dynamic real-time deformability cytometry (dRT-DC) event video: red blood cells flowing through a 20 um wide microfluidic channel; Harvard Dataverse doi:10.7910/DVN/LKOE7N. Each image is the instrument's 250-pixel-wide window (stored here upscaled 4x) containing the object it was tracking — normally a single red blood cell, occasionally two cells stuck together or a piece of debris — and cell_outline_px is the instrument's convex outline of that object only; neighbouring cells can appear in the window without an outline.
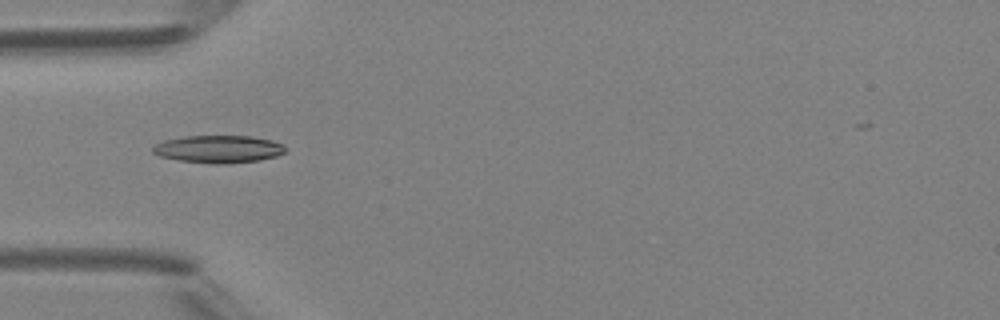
{"species": "Egyptian fruit bat (a non-hibernating species)", "species_latin": "Rousettus aegyptiacus", "temperature_condition": "room temperature", "stored_images_in_passage": 35, "camera_frame_rate_fps": 3000, "um_per_image_px": 0.085, "animal": {"sex": "female"}, "frame": {"image": 1, "passage_image": 2, "time_ms": 0.333, "image_size_px": [1000, 320], "cell_outline_px": [[284, 152], [276, 156], [260, 160], [224, 164], [212, 164], [180, 160], [160, 156], [152, 152], [152, 148], [156, 144], [164, 140], [184, 136], [252, 136], [272, 140], [284, 144]], "centroid_in_image_um": [18.58, 12.67], "position_along_channel_um": 66.4, "area_um2": 21.27}}
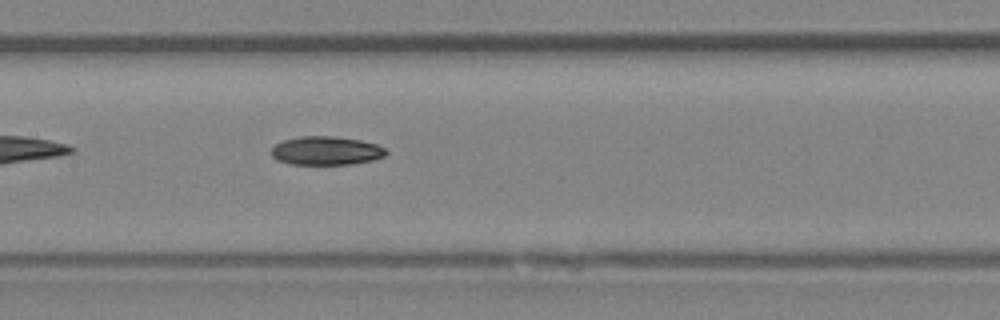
{"frame": {"image": 2, "passage_image": 10, "time_ms": 3.0, "image_size_px": [1000, 320], "cell_outline_px": [[388, 152], [384, 156], [372, 160], [348, 164], [292, 164], [276, 160], [272, 156], [272, 148], [276, 144], [284, 140], [296, 136], [336, 136], [360, 140], [376, 144], [384, 148]], "centroid_in_image_um": [27.7, 12.8], "position_along_channel_um": 179.7, "area_um2": 19.07}}
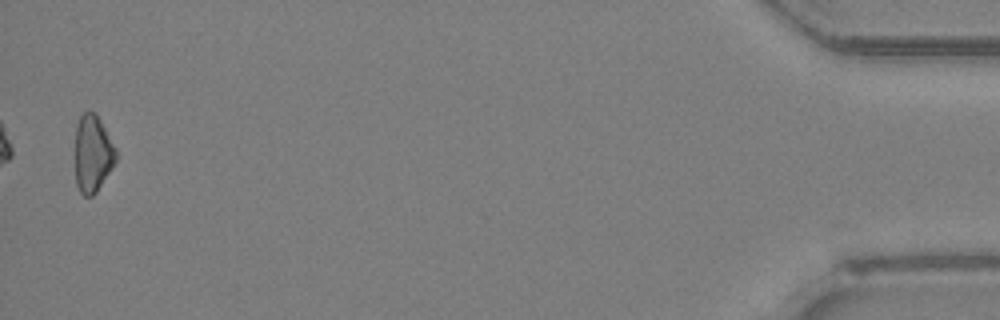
{"frame": {"image": 3, "passage_image": 34, "time_ms": 11.0, "image_size_px": [1000, 320], "cell_outline_px": [[116, 160], [112, 168], [96, 192], [92, 196], [84, 196], [80, 192], [76, 184], [76, 128], [80, 116], [84, 112], [96, 112], [116, 148]], "centroid_in_image_um": [7.89, 13.06], "position_along_channel_um": 427.3, "area_um2": 18.21}, "authors_computed_cell_mechanics": {"area_um2": 19.1896, "velocity_mm_per_s": 4.2703, "shape_relaxation_time_tau1_ms": 7.7683, "shape_relaxation_time_tau2_ms": null, "deformation_change_tau1": 0.1739, "deformation_change_tau2": null}}